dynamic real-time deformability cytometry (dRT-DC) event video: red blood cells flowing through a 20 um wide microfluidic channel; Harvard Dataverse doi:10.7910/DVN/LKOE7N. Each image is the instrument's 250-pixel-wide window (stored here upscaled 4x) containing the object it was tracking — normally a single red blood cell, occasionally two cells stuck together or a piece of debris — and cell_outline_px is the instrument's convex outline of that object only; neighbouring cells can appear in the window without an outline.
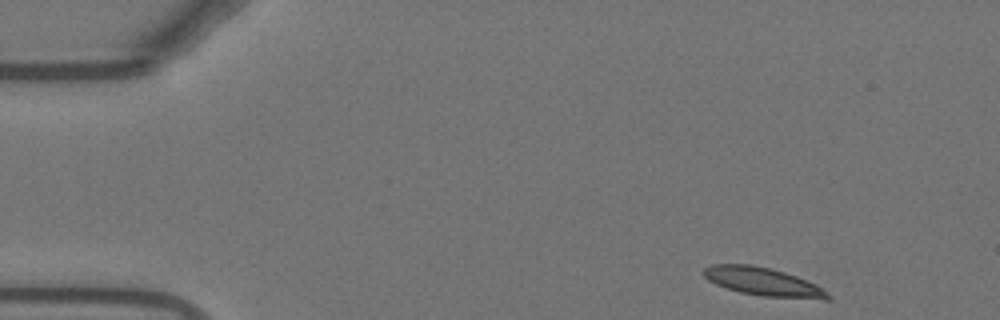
{"species": "Egyptian fruit bat (a non-hibernating species)", "species_latin": "Rousettus aegyptiacus", "temperature_condition": "warm", "stored_images_in_passage": 49, "camera_frame_rate_fps": 3000, "um_per_image_px": 0.085, "animal": {"sex": "female"}, "frame": {"image": 1, "passage_image": 1, "time_ms": 0.0, "image_size_px": [1000, 320], "cell_outline_px": [[832, 300], [824, 300], [760, 296], [740, 292], [716, 284], [708, 280], [704, 276], [704, 268], [712, 264], [752, 264], [772, 268], [796, 276], [816, 284], [828, 292], [832, 296]], "centroid_in_image_um": [64.93, 23.96], "position_along_channel_um": 20.1, "area_um2": 20.69}}
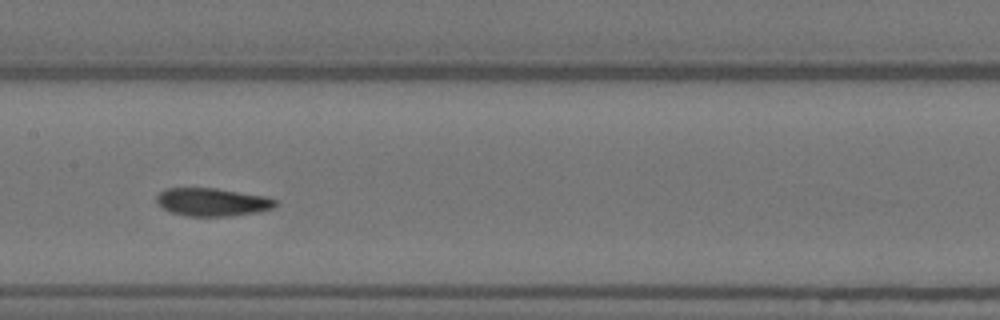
{"frame": {"image": 2, "passage_image": 22, "time_ms": 7.0, "image_size_px": [1000, 320], "cell_outline_px": [[276, 208], [260, 212], [228, 216], [184, 216], [160, 208], [156, 204], [156, 196], [160, 192], [168, 188], [216, 188], [264, 196], [276, 200]], "centroid_in_image_um": [18.02, 17.18], "position_along_channel_um": 189.4, "area_um2": 19.59}}
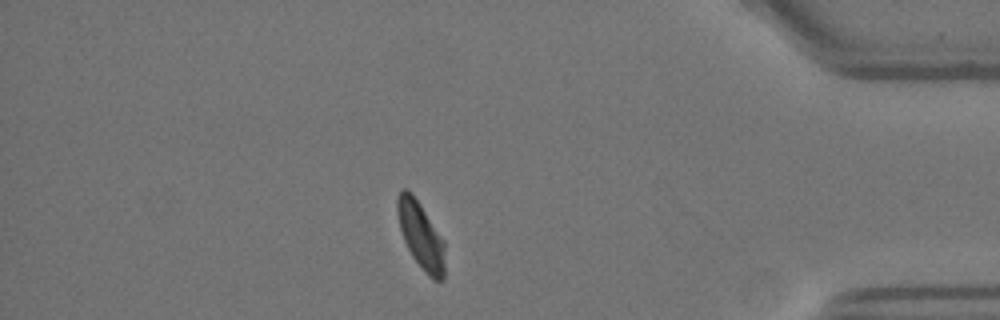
{"frame": {"image": 3, "passage_image": 42, "time_ms": 13.667, "image_size_px": [1000, 320], "cell_outline_px": [[444, 280], [432, 280], [428, 276], [412, 256], [404, 240], [400, 228], [396, 208], [396, 200], [400, 188], [408, 188], [412, 192], [444, 240]], "centroid_in_image_um": [35.76, 19.98], "position_along_channel_um": 399.4, "area_um2": 18.55}, "authors_computed_cell_mechanics": {"area_um2": 19.5942, "velocity_mm_per_s": 3.7081, "shape_relaxation_time_tau1_ms": 5.0928, "shape_relaxation_time_tau2_ms": 1.695, "deformation_change_tau1": 0.1485, "deformation_change_tau2": 0.06}}